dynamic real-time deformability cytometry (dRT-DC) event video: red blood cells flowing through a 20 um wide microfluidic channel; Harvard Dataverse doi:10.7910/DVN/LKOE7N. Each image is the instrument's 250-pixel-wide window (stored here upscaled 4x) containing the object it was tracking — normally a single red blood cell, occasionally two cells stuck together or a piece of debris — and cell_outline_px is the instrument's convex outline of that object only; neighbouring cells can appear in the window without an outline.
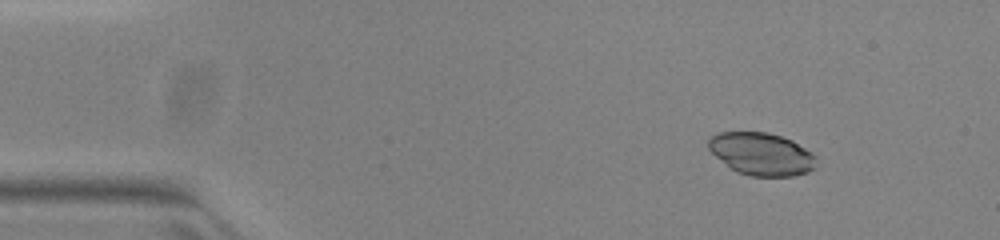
{"species": "common noctule bat (a hibernating species)", "species_latin": "Nyctalus noctula", "temperature_condition": "warm", "stored_images_in_passage": 47, "camera_frame_rate_fps": 3000, "um_per_image_px": 0.085, "animal": {"sex": "female", "body_mass_g": 23.0, "forearm_length_mm": 53.4}, "frame": {"image": 1, "passage_image": 2, "time_ms": 0.333, "image_size_px": [1000, 240], "cell_outline_px": [[816, 168], [808, 172], [792, 176], [752, 176], [736, 172], [716, 156], [708, 148], [708, 140], [712, 136], [720, 132], [768, 132], [792, 140], [816, 156]], "centroid_in_image_um": [64.74, 13.09], "position_along_channel_um": 20.3, "area_um2": 26.65}}
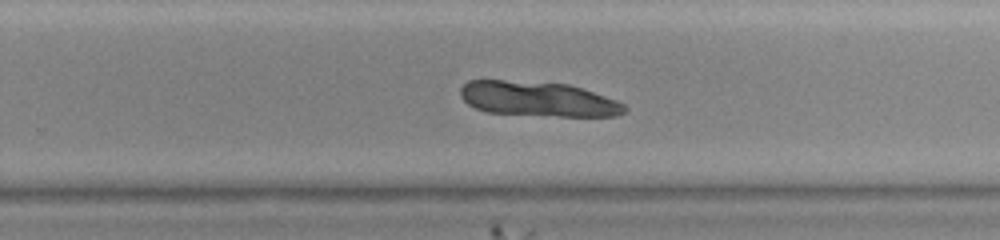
{"frame": {"image": 2, "passage_image": 29, "time_ms": 9.333, "image_size_px": [1000, 240], "cell_outline_px": [[628, 108], [624, 112], [616, 116], [560, 116], [488, 112], [476, 108], [468, 104], [460, 96], [460, 88], [468, 80], [504, 80], [568, 84], [616, 100], [624, 104]], "centroid_in_image_um": [45.71, 8.41], "position_along_channel_um": 284.1, "area_um2": 33.0}}